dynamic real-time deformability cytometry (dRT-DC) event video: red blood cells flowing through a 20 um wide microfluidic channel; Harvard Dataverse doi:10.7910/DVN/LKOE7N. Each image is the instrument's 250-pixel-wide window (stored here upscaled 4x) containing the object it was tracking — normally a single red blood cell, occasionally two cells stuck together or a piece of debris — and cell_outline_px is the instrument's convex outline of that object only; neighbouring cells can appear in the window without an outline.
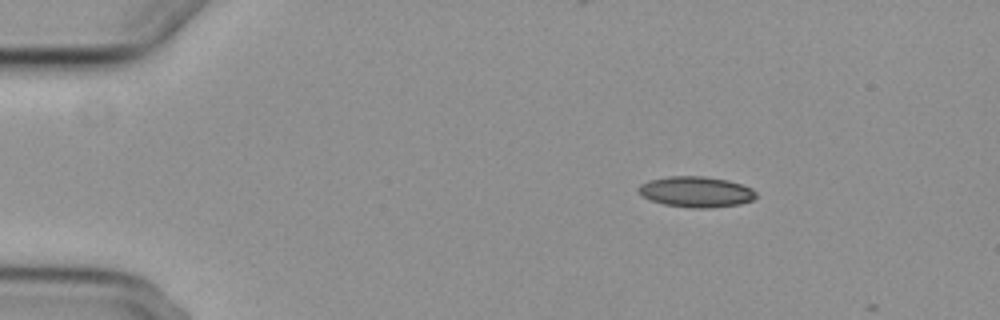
{"species": "common noctule bat (a hibernating species)", "species_latin": "Nyctalus noctula", "temperature_condition": "cold", "stored_images_in_passage": 3, "camera_frame_rate_fps": 3000, "um_per_image_px": 0.085, "animal": {"sex": "female", "body_mass_g": 29.2, "forearm_length_mm": 56.3}, "frame": {"image": 1, "passage_image": 1, "time_ms": 0.0, "image_size_px": [1000, 320], "cell_outline_px": [[756, 196], [752, 200], [740, 204], [712, 208], [692, 208], [664, 204], [640, 196], [636, 188], [640, 184], [648, 180], [672, 176], [704, 176], [728, 180], [752, 188], [756, 192]], "centroid_in_image_um": [59.14, 16.3], "position_along_channel_um": 25.9, "area_um2": 21.15}}